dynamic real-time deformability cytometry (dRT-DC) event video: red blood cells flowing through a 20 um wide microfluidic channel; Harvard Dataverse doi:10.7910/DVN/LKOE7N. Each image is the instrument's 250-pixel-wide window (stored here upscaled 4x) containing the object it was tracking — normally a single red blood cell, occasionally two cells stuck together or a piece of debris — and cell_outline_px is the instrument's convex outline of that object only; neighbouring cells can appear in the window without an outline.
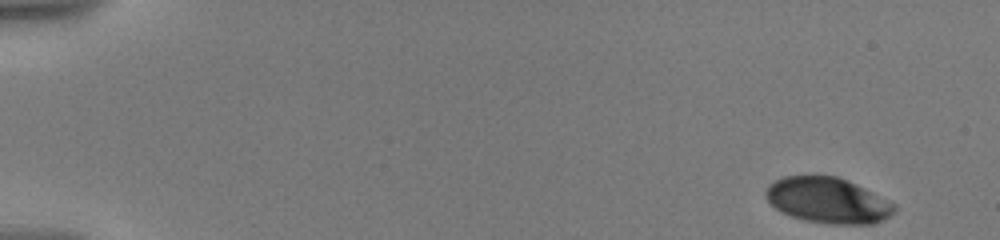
{"species": "human", "species_latin": "Homo sapiens", "temperature_condition": "warm", "stored_images_in_passage": 37, "camera_frame_rate_fps": 3000, "um_per_image_px": 0.085, "donor": {"sex": "male"}, "frame": {"image": 1, "passage_image": 1, "time_ms": 0.0, "image_size_px": [1000, 240], "cell_outline_px": [[896, 212], [876, 224], [828, 224], [804, 220], [792, 216], [776, 208], [764, 196], [764, 192], [768, 184], [784, 176], [836, 176], [848, 180], [896, 204]], "centroid_in_image_um": [70.38, 17.04], "position_along_channel_um": 14.6, "area_um2": 34.22}}
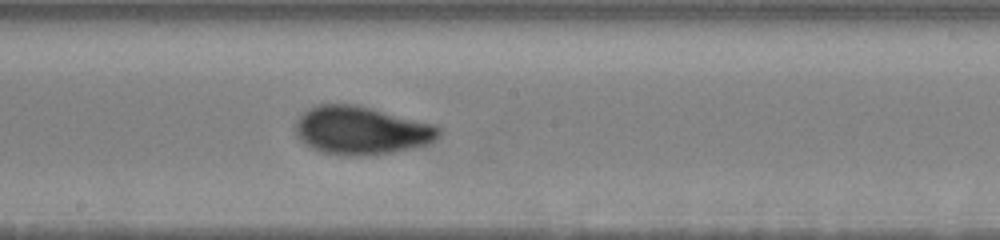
{"frame": {"image": 2, "passage_image": 22, "time_ms": 10.0, "image_size_px": [1000, 240], "cell_outline_px": [[444, 128], [440, 136], [428, 144], [388, 152], [324, 152], [312, 148], [296, 136], [296, 120], [308, 108], [316, 104], [356, 104], [436, 124]], "centroid_in_image_um": [30.75, 11.01], "position_along_channel_um": 217.5, "area_um2": 39.19}}
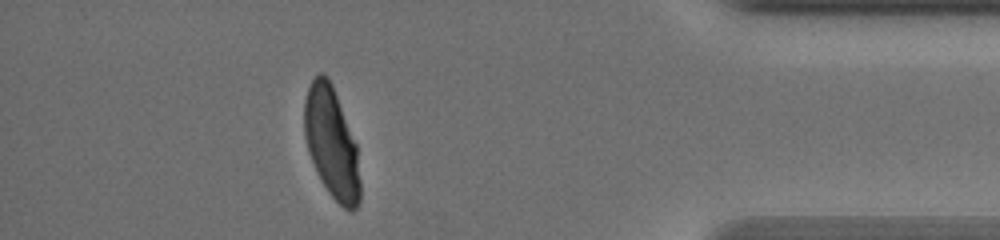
{"frame": {"image": 3, "passage_image": 32, "time_ms": 16.333, "image_size_px": [1000, 240], "cell_outline_px": [[360, 204], [352, 212], [344, 208], [328, 192], [312, 160], [308, 148], [304, 132], [304, 100], [308, 88], [312, 80], [320, 72], [324, 72], [328, 76], [332, 84], [356, 144], [360, 180]], "centroid_in_image_um": [28.19, 12.13], "position_along_channel_um": 407.0, "area_um2": 35.6}, "authors_computed_cell_mechanics": {"area_um2": 36.4718, "velocity_mm_per_s": 3.5256, "shape_relaxation_time_tau1_ms": 6.4079, "shape_relaxation_time_tau2_ms": null, "deformation_change_tau1": 0.2002, "deformation_change_tau2": null}}